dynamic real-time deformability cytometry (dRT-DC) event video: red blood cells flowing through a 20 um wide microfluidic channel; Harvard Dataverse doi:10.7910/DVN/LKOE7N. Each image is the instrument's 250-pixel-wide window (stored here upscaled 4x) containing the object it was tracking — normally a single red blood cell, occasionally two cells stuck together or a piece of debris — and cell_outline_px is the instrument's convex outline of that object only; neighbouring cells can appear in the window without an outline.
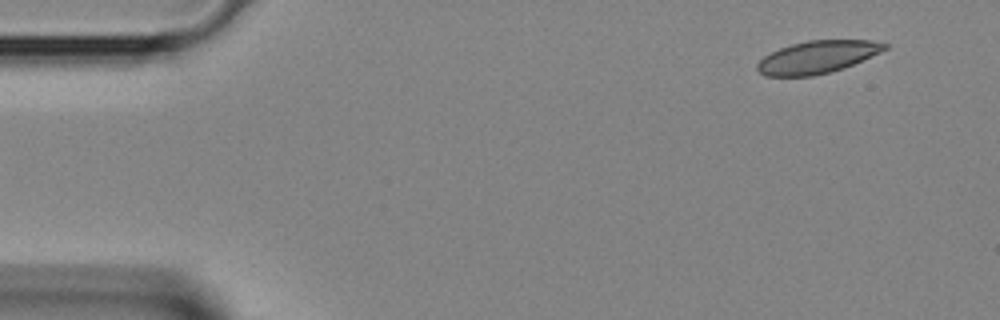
{"species": "Egyptian fruit bat (a non-hibernating species)", "species_latin": "Rousettus aegyptiacus", "temperature_condition": "room temperature", "stored_images_in_passage": 3, "segment_of_instrument_passage": [2, 2], "camera_frame_rate_fps": 3000, "um_per_image_px": 0.085, "animal": {"sex": "female"}, "frame": {"image": 1, "passage_image": 3, "time_ms": 0.667, "image_size_px": [1000, 320], "cell_outline_px": [[888, 48], [880, 52], [844, 68], [812, 76], [764, 76], [756, 68], [756, 64], [764, 56], [780, 48], [792, 44], [808, 40], [868, 40], [888, 44]], "centroid_in_image_um": [69.45, 4.85], "position_along_channel_um": 15.5, "area_um2": 23.93}}